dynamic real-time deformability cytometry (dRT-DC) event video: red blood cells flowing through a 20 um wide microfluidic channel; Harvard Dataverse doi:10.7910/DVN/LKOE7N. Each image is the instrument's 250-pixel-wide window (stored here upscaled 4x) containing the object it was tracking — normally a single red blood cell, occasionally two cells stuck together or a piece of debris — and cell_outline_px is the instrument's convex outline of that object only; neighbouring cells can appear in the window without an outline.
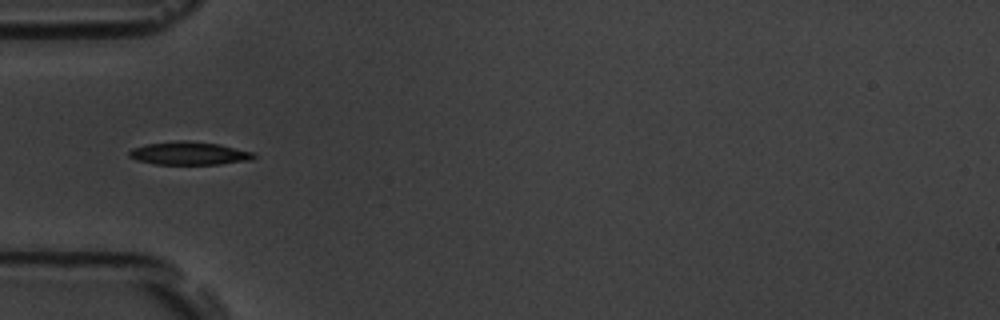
{"species": "common noctule bat (a hibernating species)", "species_latin": "Nyctalus noctula", "temperature_condition": "room temperature", "stored_images_in_passage": 24, "camera_frame_rate_fps": 3000, "um_per_image_px": 0.085, "animal": {"sex": "male", "body_mass_g": 19.5, "forearm_length_mm": 54.6}, "frame": {"image": 1, "passage_image": 1, "time_ms": 0.0, "image_size_px": [1000, 320], "cell_outline_px": [[256, 156], [252, 160], [220, 164], [156, 164], [136, 160], [128, 156], [128, 152], [132, 148], [144, 144], [176, 140], [188, 140], [220, 144], [252, 152]], "centroid_in_image_um": [16.05, 13.02], "position_along_channel_um": 69.0, "area_um2": 16.94}}